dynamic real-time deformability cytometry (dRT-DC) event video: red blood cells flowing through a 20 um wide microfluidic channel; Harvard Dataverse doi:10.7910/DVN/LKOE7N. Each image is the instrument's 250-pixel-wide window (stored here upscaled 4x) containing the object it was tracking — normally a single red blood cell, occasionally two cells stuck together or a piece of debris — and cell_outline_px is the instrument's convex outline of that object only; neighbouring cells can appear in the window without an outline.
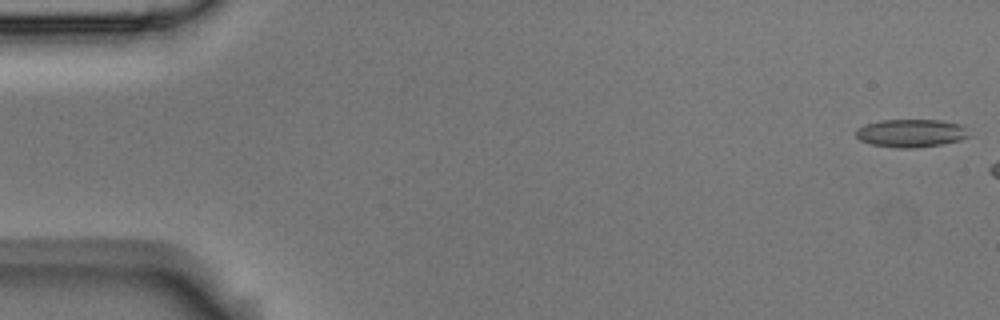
{"species": "Egyptian fruit bat (a non-hibernating species)", "species_latin": "Rousettus aegyptiacus", "temperature_condition": "room temperature", "stored_images_in_passage": 6, "camera_frame_rate_fps": 3000, "um_per_image_px": 0.085, "animal": {"sex": "male"}, "frame": {"image": 1, "passage_image": 1, "time_ms": 0.0, "image_size_px": [1000, 320], "cell_outline_px": [[972, 136], [960, 140], [944, 144], [916, 148], [896, 148], [872, 144], [860, 140], [856, 136], [856, 128], [864, 124], [880, 120], [940, 120], [960, 124]], "centroid_in_image_um": [77.44, 11.32], "position_along_channel_um": 7.6, "area_um2": 18.61}}